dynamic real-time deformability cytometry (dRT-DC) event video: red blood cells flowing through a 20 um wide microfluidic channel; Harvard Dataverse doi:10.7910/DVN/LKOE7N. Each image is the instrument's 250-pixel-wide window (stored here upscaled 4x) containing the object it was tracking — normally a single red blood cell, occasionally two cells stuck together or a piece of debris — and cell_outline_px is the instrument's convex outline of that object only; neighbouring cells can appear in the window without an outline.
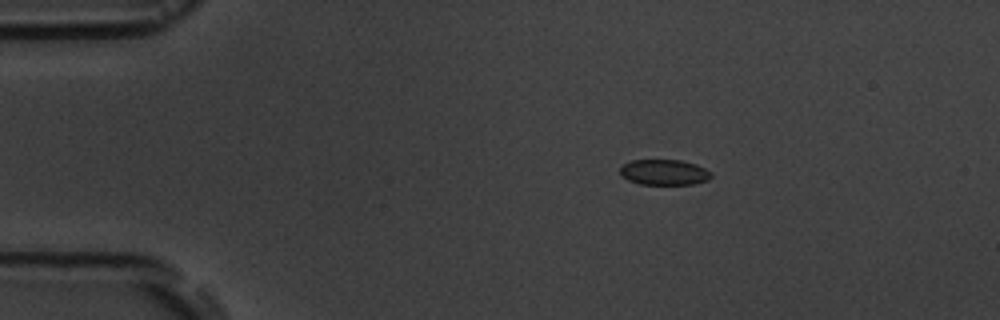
{"species": "common noctule bat (a hibernating species)", "species_latin": "Nyctalus noctula", "temperature_condition": "room temperature", "stored_images_in_passage": 4, "camera_frame_rate_fps": 3000, "um_per_image_px": 0.085, "animal": {"sex": "male", "body_mass_g": 19.5, "forearm_length_mm": 54.6}, "frame": {"image": 1, "passage_image": 2, "time_ms": 1.0, "image_size_px": [1000, 320], "cell_outline_px": [[712, 176], [708, 180], [692, 184], [640, 184], [628, 180], [620, 176], [620, 168], [624, 164], [632, 160], [680, 160], [696, 164], [712, 172]], "centroid_in_image_um": [56.45, 14.64], "position_along_channel_um": 28.5, "area_um2": 13.58}}
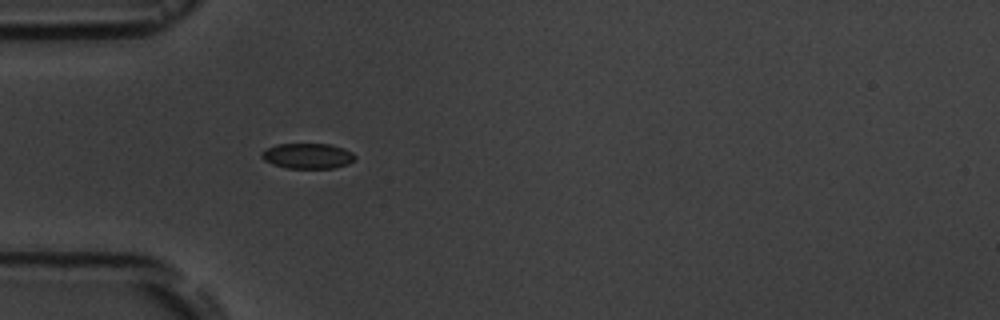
{"frame": {"image": 2, "passage_image": 4, "time_ms": 3.333, "image_size_px": [1000, 320], "cell_outline_px": [[356, 156], [348, 164], [332, 168], [284, 168], [272, 164], [264, 160], [260, 156], [268, 148], [276, 144], [332, 144], [344, 148], [352, 152]], "centroid_in_image_um": [26.16, 13.25], "position_along_channel_um": 58.8, "area_um2": 13.76}}